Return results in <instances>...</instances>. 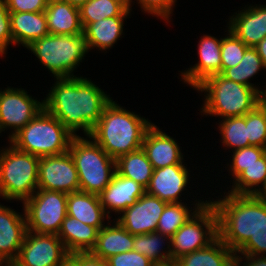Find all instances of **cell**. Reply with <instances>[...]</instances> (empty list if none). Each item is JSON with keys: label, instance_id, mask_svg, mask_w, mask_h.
I'll return each instance as SVG.
<instances>
[{"label": "cell", "instance_id": "obj_28", "mask_svg": "<svg viewBox=\"0 0 266 266\" xmlns=\"http://www.w3.org/2000/svg\"><path fill=\"white\" fill-rule=\"evenodd\" d=\"M153 170L152 164L142 148L116 159V172L125 178L134 180L145 189L150 182Z\"/></svg>", "mask_w": 266, "mask_h": 266}, {"label": "cell", "instance_id": "obj_44", "mask_svg": "<svg viewBox=\"0 0 266 266\" xmlns=\"http://www.w3.org/2000/svg\"><path fill=\"white\" fill-rule=\"evenodd\" d=\"M81 266H108L107 261L89 252H80Z\"/></svg>", "mask_w": 266, "mask_h": 266}, {"label": "cell", "instance_id": "obj_33", "mask_svg": "<svg viewBox=\"0 0 266 266\" xmlns=\"http://www.w3.org/2000/svg\"><path fill=\"white\" fill-rule=\"evenodd\" d=\"M205 203L206 202L204 201L195 203V211L193 209V212H190L192 210H189V208L186 206V204L184 205L183 202L168 203L159 218L156 231L171 238L176 231L182 225H184L189 218Z\"/></svg>", "mask_w": 266, "mask_h": 266}, {"label": "cell", "instance_id": "obj_10", "mask_svg": "<svg viewBox=\"0 0 266 266\" xmlns=\"http://www.w3.org/2000/svg\"><path fill=\"white\" fill-rule=\"evenodd\" d=\"M23 203L27 231L58 235L67 215V194L37 189Z\"/></svg>", "mask_w": 266, "mask_h": 266}, {"label": "cell", "instance_id": "obj_30", "mask_svg": "<svg viewBox=\"0 0 266 266\" xmlns=\"http://www.w3.org/2000/svg\"><path fill=\"white\" fill-rule=\"evenodd\" d=\"M168 241L167 247L163 248L162 243ZM167 249L164 250L163 249ZM170 248V237L151 232L147 234L134 235L133 251L146 256L155 265L172 263Z\"/></svg>", "mask_w": 266, "mask_h": 266}, {"label": "cell", "instance_id": "obj_50", "mask_svg": "<svg viewBox=\"0 0 266 266\" xmlns=\"http://www.w3.org/2000/svg\"><path fill=\"white\" fill-rule=\"evenodd\" d=\"M156 266H177L174 262L168 263V264H161V265H156Z\"/></svg>", "mask_w": 266, "mask_h": 266}, {"label": "cell", "instance_id": "obj_16", "mask_svg": "<svg viewBox=\"0 0 266 266\" xmlns=\"http://www.w3.org/2000/svg\"><path fill=\"white\" fill-rule=\"evenodd\" d=\"M184 165L175 164L154 169L145 192L166 203H181L180 193L185 190L190 174Z\"/></svg>", "mask_w": 266, "mask_h": 266}, {"label": "cell", "instance_id": "obj_46", "mask_svg": "<svg viewBox=\"0 0 266 266\" xmlns=\"http://www.w3.org/2000/svg\"><path fill=\"white\" fill-rule=\"evenodd\" d=\"M254 48L257 50L266 69V36Z\"/></svg>", "mask_w": 266, "mask_h": 266}, {"label": "cell", "instance_id": "obj_36", "mask_svg": "<svg viewBox=\"0 0 266 266\" xmlns=\"http://www.w3.org/2000/svg\"><path fill=\"white\" fill-rule=\"evenodd\" d=\"M227 37L221 40V73L225 69L232 68L240 63L245 51L249 48L229 29Z\"/></svg>", "mask_w": 266, "mask_h": 266}, {"label": "cell", "instance_id": "obj_35", "mask_svg": "<svg viewBox=\"0 0 266 266\" xmlns=\"http://www.w3.org/2000/svg\"><path fill=\"white\" fill-rule=\"evenodd\" d=\"M246 127L249 146L266 148V114L260 105L246 114Z\"/></svg>", "mask_w": 266, "mask_h": 266}, {"label": "cell", "instance_id": "obj_5", "mask_svg": "<svg viewBox=\"0 0 266 266\" xmlns=\"http://www.w3.org/2000/svg\"><path fill=\"white\" fill-rule=\"evenodd\" d=\"M74 136L55 116L43 108L9 141L21 151L43 157L67 152Z\"/></svg>", "mask_w": 266, "mask_h": 266}, {"label": "cell", "instance_id": "obj_49", "mask_svg": "<svg viewBox=\"0 0 266 266\" xmlns=\"http://www.w3.org/2000/svg\"><path fill=\"white\" fill-rule=\"evenodd\" d=\"M118 2H120L122 5H124L128 10H131L130 6H131V2L132 0H116Z\"/></svg>", "mask_w": 266, "mask_h": 266}, {"label": "cell", "instance_id": "obj_22", "mask_svg": "<svg viewBox=\"0 0 266 266\" xmlns=\"http://www.w3.org/2000/svg\"><path fill=\"white\" fill-rule=\"evenodd\" d=\"M13 45L28 47L32 42L49 34L45 11L10 12Z\"/></svg>", "mask_w": 266, "mask_h": 266}, {"label": "cell", "instance_id": "obj_47", "mask_svg": "<svg viewBox=\"0 0 266 266\" xmlns=\"http://www.w3.org/2000/svg\"><path fill=\"white\" fill-rule=\"evenodd\" d=\"M63 1H66L70 4H72L73 6L80 8L88 0H63Z\"/></svg>", "mask_w": 266, "mask_h": 266}, {"label": "cell", "instance_id": "obj_2", "mask_svg": "<svg viewBox=\"0 0 266 266\" xmlns=\"http://www.w3.org/2000/svg\"><path fill=\"white\" fill-rule=\"evenodd\" d=\"M210 202L217 213L218 238L234 253L266 226V201L260 195L228 192Z\"/></svg>", "mask_w": 266, "mask_h": 266}, {"label": "cell", "instance_id": "obj_45", "mask_svg": "<svg viewBox=\"0 0 266 266\" xmlns=\"http://www.w3.org/2000/svg\"><path fill=\"white\" fill-rule=\"evenodd\" d=\"M59 266H81L80 252L69 253Z\"/></svg>", "mask_w": 266, "mask_h": 266}, {"label": "cell", "instance_id": "obj_34", "mask_svg": "<svg viewBox=\"0 0 266 266\" xmlns=\"http://www.w3.org/2000/svg\"><path fill=\"white\" fill-rule=\"evenodd\" d=\"M219 123L223 146L232 147L233 150L249 146L246 115L227 117Z\"/></svg>", "mask_w": 266, "mask_h": 266}, {"label": "cell", "instance_id": "obj_23", "mask_svg": "<svg viewBox=\"0 0 266 266\" xmlns=\"http://www.w3.org/2000/svg\"><path fill=\"white\" fill-rule=\"evenodd\" d=\"M67 215L98 230L105 226L103 222L106 218L110 219L101 205L99 195L82 191L67 194Z\"/></svg>", "mask_w": 266, "mask_h": 266}, {"label": "cell", "instance_id": "obj_40", "mask_svg": "<svg viewBox=\"0 0 266 266\" xmlns=\"http://www.w3.org/2000/svg\"><path fill=\"white\" fill-rule=\"evenodd\" d=\"M241 255H264L266 254V226L258 230L236 252Z\"/></svg>", "mask_w": 266, "mask_h": 266}, {"label": "cell", "instance_id": "obj_9", "mask_svg": "<svg viewBox=\"0 0 266 266\" xmlns=\"http://www.w3.org/2000/svg\"><path fill=\"white\" fill-rule=\"evenodd\" d=\"M217 237V213L211 202L206 200L170 238L172 262L183 255L206 248Z\"/></svg>", "mask_w": 266, "mask_h": 266}, {"label": "cell", "instance_id": "obj_6", "mask_svg": "<svg viewBox=\"0 0 266 266\" xmlns=\"http://www.w3.org/2000/svg\"><path fill=\"white\" fill-rule=\"evenodd\" d=\"M89 138L75 135L68 151L77 169L80 191L99 195L116 172V160Z\"/></svg>", "mask_w": 266, "mask_h": 266}, {"label": "cell", "instance_id": "obj_31", "mask_svg": "<svg viewBox=\"0 0 266 266\" xmlns=\"http://www.w3.org/2000/svg\"><path fill=\"white\" fill-rule=\"evenodd\" d=\"M83 29L89 24L114 16H129L130 11L116 0H88L80 8Z\"/></svg>", "mask_w": 266, "mask_h": 266}, {"label": "cell", "instance_id": "obj_37", "mask_svg": "<svg viewBox=\"0 0 266 266\" xmlns=\"http://www.w3.org/2000/svg\"><path fill=\"white\" fill-rule=\"evenodd\" d=\"M266 153V148L257 146H247L245 148L233 151L232 163L230 165L231 173L236 178L241 173V166H248L255 163Z\"/></svg>", "mask_w": 266, "mask_h": 266}, {"label": "cell", "instance_id": "obj_21", "mask_svg": "<svg viewBox=\"0 0 266 266\" xmlns=\"http://www.w3.org/2000/svg\"><path fill=\"white\" fill-rule=\"evenodd\" d=\"M45 16L49 34L79 35L83 33L79 8L66 1L49 0Z\"/></svg>", "mask_w": 266, "mask_h": 266}, {"label": "cell", "instance_id": "obj_51", "mask_svg": "<svg viewBox=\"0 0 266 266\" xmlns=\"http://www.w3.org/2000/svg\"><path fill=\"white\" fill-rule=\"evenodd\" d=\"M260 196L266 201V189L260 194Z\"/></svg>", "mask_w": 266, "mask_h": 266}, {"label": "cell", "instance_id": "obj_32", "mask_svg": "<svg viewBox=\"0 0 266 266\" xmlns=\"http://www.w3.org/2000/svg\"><path fill=\"white\" fill-rule=\"evenodd\" d=\"M261 68L265 69L261 57L255 48L249 47L245 51L240 63L232 68L225 69L221 75L228 80L250 86L261 95L263 91L249 82V79L256 75Z\"/></svg>", "mask_w": 266, "mask_h": 266}, {"label": "cell", "instance_id": "obj_12", "mask_svg": "<svg viewBox=\"0 0 266 266\" xmlns=\"http://www.w3.org/2000/svg\"><path fill=\"white\" fill-rule=\"evenodd\" d=\"M69 254L54 234L27 231L14 266H59Z\"/></svg>", "mask_w": 266, "mask_h": 266}, {"label": "cell", "instance_id": "obj_14", "mask_svg": "<svg viewBox=\"0 0 266 266\" xmlns=\"http://www.w3.org/2000/svg\"><path fill=\"white\" fill-rule=\"evenodd\" d=\"M168 203L145 192L122 212L117 221L132 235L155 232L159 218Z\"/></svg>", "mask_w": 266, "mask_h": 266}, {"label": "cell", "instance_id": "obj_7", "mask_svg": "<svg viewBox=\"0 0 266 266\" xmlns=\"http://www.w3.org/2000/svg\"><path fill=\"white\" fill-rule=\"evenodd\" d=\"M40 157L10 144L0 151V196L5 200L29 199L38 189Z\"/></svg>", "mask_w": 266, "mask_h": 266}, {"label": "cell", "instance_id": "obj_8", "mask_svg": "<svg viewBox=\"0 0 266 266\" xmlns=\"http://www.w3.org/2000/svg\"><path fill=\"white\" fill-rule=\"evenodd\" d=\"M31 50L55 78H72L73 71L79 66L86 53L87 43L84 34H48L32 42Z\"/></svg>", "mask_w": 266, "mask_h": 266}, {"label": "cell", "instance_id": "obj_48", "mask_svg": "<svg viewBox=\"0 0 266 266\" xmlns=\"http://www.w3.org/2000/svg\"><path fill=\"white\" fill-rule=\"evenodd\" d=\"M259 105L264 109L266 114V96L264 94L260 95Z\"/></svg>", "mask_w": 266, "mask_h": 266}, {"label": "cell", "instance_id": "obj_24", "mask_svg": "<svg viewBox=\"0 0 266 266\" xmlns=\"http://www.w3.org/2000/svg\"><path fill=\"white\" fill-rule=\"evenodd\" d=\"M134 235L128 232L118 221L115 225H105L98 232L95 246L91 253L107 260L113 255L133 250Z\"/></svg>", "mask_w": 266, "mask_h": 266}, {"label": "cell", "instance_id": "obj_19", "mask_svg": "<svg viewBox=\"0 0 266 266\" xmlns=\"http://www.w3.org/2000/svg\"><path fill=\"white\" fill-rule=\"evenodd\" d=\"M144 193L145 188L142 185L115 172L109 185L99 194V199L105 212L110 217L109 210L121 214Z\"/></svg>", "mask_w": 266, "mask_h": 266}, {"label": "cell", "instance_id": "obj_27", "mask_svg": "<svg viewBox=\"0 0 266 266\" xmlns=\"http://www.w3.org/2000/svg\"><path fill=\"white\" fill-rule=\"evenodd\" d=\"M234 252L218 237L206 248L176 259L177 266H233Z\"/></svg>", "mask_w": 266, "mask_h": 266}, {"label": "cell", "instance_id": "obj_17", "mask_svg": "<svg viewBox=\"0 0 266 266\" xmlns=\"http://www.w3.org/2000/svg\"><path fill=\"white\" fill-rule=\"evenodd\" d=\"M142 149L153 169L183 164V155L177 142L154 124L145 133Z\"/></svg>", "mask_w": 266, "mask_h": 266}, {"label": "cell", "instance_id": "obj_13", "mask_svg": "<svg viewBox=\"0 0 266 266\" xmlns=\"http://www.w3.org/2000/svg\"><path fill=\"white\" fill-rule=\"evenodd\" d=\"M38 189L66 194L80 191L77 169L69 151L60 155L40 157Z\"/></svg>", "mask_w": 266, "mask_h": 266}, {"label": "cell", "instance_id": "obj_3", "mask_svg": "<svg viewBox=\"0 0 266 266\" xmlns=\"http://www.w3.org/2000/svg\"><path fill=\"white\" fill-rule=\"evenodd\" d=\"M153 123L134 112L127 111L113 99L87 136L115 160L142 148L146 131Z\"/></svg>", "mask_w": 266, "mask_h": 266}, {"label": "cell", "instance_id": "obj_39", "mask_svg": "<svg viewBox=\"0 0 266 266\" xmlns=\"http://www.w3.org/2000/svg\"><path fill=\"white\" fill-rule=\"evenodd\" d=\"M140 7L145 13L154 14V16H160L164 21L169 22L170 14H172L173 6L176 0H137Z\"/></svg>", "mask_w": 266, "mask_h": 266}, {"label": "cell", "instance_id": "obj_18", "mask_svg": "<svg viewBox=\"0 0 266 266\" xmlns=\"http://www.w3.org/2000/svg\"><path fill=\"white\" fill-rule=\"evenodd\" d=\"M221 40L214 36L204 35L198 44L199 61L187 71L182 72V80L195 87L205 78L221 74Z\"/></svg>", "mask_w": 266, "mask_h": 266}, {"label": "cell", "instance_id": "obj_43", "mask_svg": "<svg viewBox=\"0 0 266 266\" xmlns=\"http://www.w3.org/2000/svg\"><path fill=\"white\" fill-rule=\"evenodd\" d=\"M242 259L246 260V262L243 263V266H266V255H243L242 258L236 253L233 257V266H240Z\"/></svg>", "mask_w": 266, "mask_h": 266}, {"label": "cell", "instance_id": "obj_25", "mask_svg": "<svg viewBox=\"0 0 266 266\" xmlns=\"http://www.w3.org/2000/svg\"><path fill=\"white\" fill-rule=\"evenodd\" d=\"M98 232L96 227L66 215L57 236L69 253L89 252L96 244Z\"/></svg>", "mask_w": 266, "mask_h": 266}, {"label": "cell", "instance_id": "obj_38", "mask_svg": "<svg viewBox=\"0 0 266 266\" xmlns=\"http://www.w3.org/2000/svg\"><path fill=\"white\" fill-rule=\"evenodd\" d=\"M106 261L108 266H156L146 256L133 250L113 255Z\"/></svg>", "mask_w": 266, "mask_h": 266}, {"label": "cell", "instance_id": "obj_42", "mask_svg": "<svg viewBox=\"0 0 266 266\" xmlns=\"http://www.w3.org/2000/svg\"><path fill=\"white\" fill-rule=\"evenodd\" d=\"M9 12H43L49 0H5Z\"/></svg>", "mask_w": 266, "mask_h": 266}, {"label": "cell", "instance_id": "obj_11", "mask_svg": "<svg viewBox=\"0 0 266 266\" xmlns=\"http://www.w3.org/2000/svg\"><path fill=\"white\" fill-rule=\"evenodd\" d=\"M44 103L32 98L24 89L0 90V133L12 128L9 140L24 128L42 109Z\"/></svg>", "mask_w": 266, "mask_h": 266}, {"label": "cell", "instance_id": "obj_15", "mask_svg": "<svg viewBox=\"0 0 266 266\" xmlns=\"http://www.w3.org/2000/svg\"><path fill=\"white\" fill-rule=\"evenodd\" d=\"M27 233L25 214L0 204V264H12Z\"/></svg>", "mask_w": 266, "mask_h": 266}, {"label": "cell", "instance_id": "obj_29", "mask_svg": "<svg viewBox=\"0 0 266 266\" xmlns=\"http://www.w3.org/2000/svg\"><path fill=\"white\" fill-rule=\"evenodd\" d=\"M234 180L229 193L260 195L266 189V153L255 163L241 166V173ZM256 186L260 188L257 189Z\"/></svg>", "mask_w": 266, "mask_h": 266}, {"label": "cell", "instance_id": "obj_1", "mask_svg": "<svg viewBox=\"0 0 266 266\" xmlns=\"http://www.w3.org/2000/svg\"><path fill=\"white\" fill-rule=\"evenodd\" d=\"M56 80L43 100L44 109L73 135L82 129L88 136L112 99L87 78L75 76Z\"/></svg>", "mask_w": 266, "mask_h": 266}, {"label": "cell", "instance_id": "obj_41", "mask_svg": "<svg viewBox=\"0 0 266 266\" xmlns=\"http://www.w3.org/2000/svg\"><path fill=\"white\" fill-rule=\"evenodd\" d=\"M13 44L11 35L10 12L6 1L0 0V56L6 52L7 46Z\"/></svg>", "mask_w": 266, "mask_h": 266}, {"label": "cell", "instance_id": "obj_4", "mask_svg": "<svg viewBox=\"0 0 266 266\" xmlns=\"http://www.w3.org/2000/svg\"><path fill=\"white\" fill-rule=\"evenodd\" d=\"M195 88L207 93L201 109L205 115L223 119L244 116L259 105L260 94L254 88L228 80L221 74L205 78Z\"/></svg>", "mask_w": 266, "mask_h": 266}, {"label": "cell", "instance_id": "obj_20", "mask_svg": "<svg viewBox=\"0 0 266 266\" xmlns=\"http://www.w3.org/2000/svg\"><path fill=\"white\" fill-rule=\"evenodd\" d=\"M231 16L229 30L248 47L254 48L266 36V5L249 6Z\"/></svg>", "mask_w": 266, "mask_h": 266}, {"label": "cell", "instance_id": "obj_26", "mask_svg": "<svg viewBox=\"0 0 266 266\" xmlns=\"http://www.w3.org/2000/svg\"><path fill=\"white\" fill-rule=\"evenodd\" d=\"M127 16H114L89 23L84 29L83 34L86 39L87 48H99L101 51L114 46L123 33V21Z\"/></svg>", "mask_w": 266, "mask_h": 266}, {"label": "cell", "instance_id": "obj_52", "mask_svg": "<svg viewBox=\"0 0 266 266\" xmlns=\"http://www.w3.org/2000/svg\"><path fill=\"white\" fill-rule=\"evenodd\" d=\"M1 266H14L13 264H1Z\"/></svg>", "mask_w": 266, "mask_h": 266}]
</instances>
